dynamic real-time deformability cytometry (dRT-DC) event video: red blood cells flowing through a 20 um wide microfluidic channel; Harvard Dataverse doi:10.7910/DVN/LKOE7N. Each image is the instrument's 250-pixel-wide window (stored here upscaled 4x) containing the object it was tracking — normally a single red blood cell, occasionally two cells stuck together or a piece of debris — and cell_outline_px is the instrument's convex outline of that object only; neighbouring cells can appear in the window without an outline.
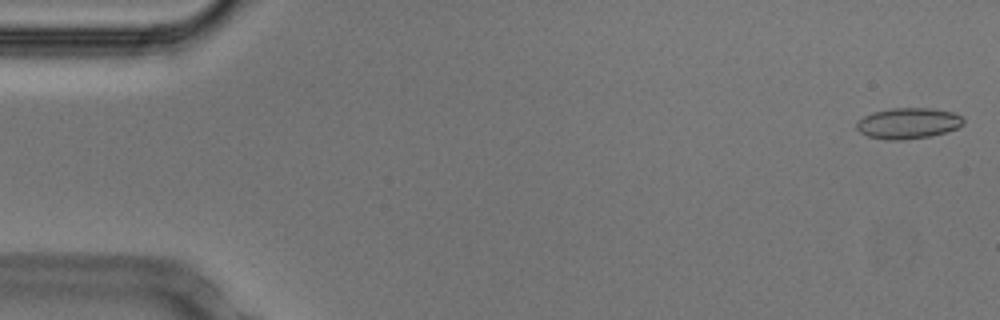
{"species": "Egyptian fruit bat (a non-hibernating species)", "species_latin": "Rousettus aegyptiacus", "temperature_condition": "cold", "stored_images_in_passage": 52, "camera_frame_rate_fps": 3000, "um_per_image_px": 0.085, "animal": {"sex": "male"}, "frame": {"image": 1, "passage_image": 1, "time_ms": 0.0, "image_size_px": [1000, 320], "cell_outline_px": [[964, 124], [956, 128], [932, 136], [900, 140], [888, 140], [868, 136], [860, 132], [856, 128], [856, 124], [864, 116], [872, 112], [888, 108], [932, 108], [952, 112], [964, 116]], "centroid_in_image_um": [77.21, 10.47], "position_along_channel_um": 7.8, "area_um2": 19.31}}
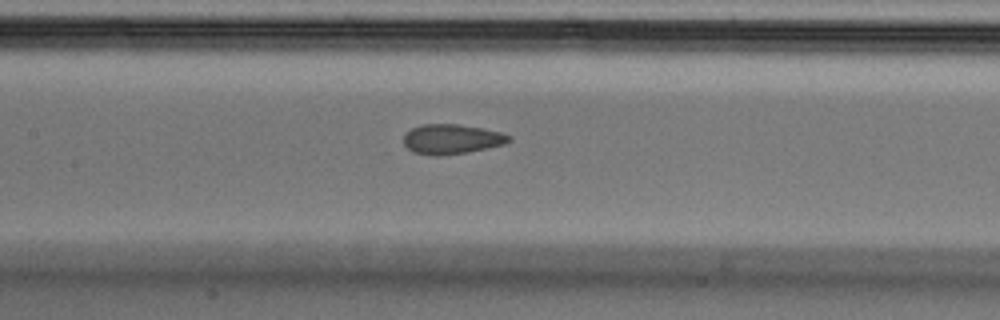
{"frame": {"image": 2, "passage_image": 24, "time_ms": 7.667, "image_size_px": [1000, 320], "cell_outline_px": [[512, 140], [504, 144], [464, 152], [440, 156], [436, 156], [412, 152], [404, 144], [404, 136], [412, 128], [424, 124], [460, 124], [484, 128], [500, 132], [512, 136]], "centroid_in_image_um": [38.4, 11.81], "position_along_channel_um": 169.0, "area_um2": 18.15}}
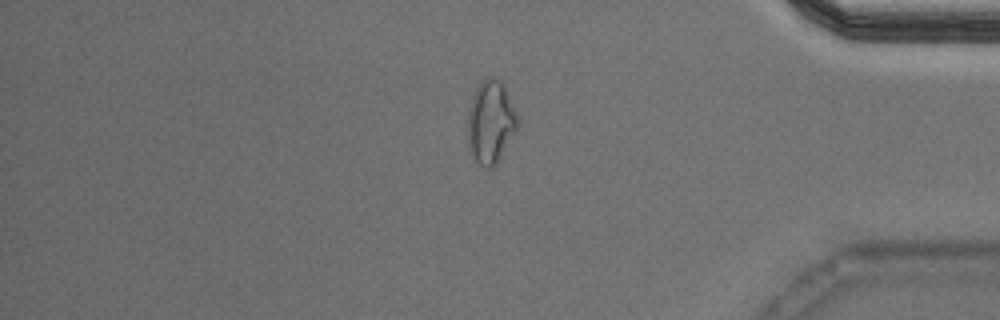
{"frame": {"image": 3, "passage_image": 44, "time_ms": 14.333, "image_size_px": [1000, 320], "cell_outline_px": [[516, 132], [496, 164], [492, 168], [484, 168], [472, 160], [468, 148], [468, 112], [472, 96], [476, 88], [488, 76], [492, 76], [500, 80], [504, 84], [516, 112]], "centroid_in_image_um": [41.68, 10.41], "position_along_channel_um": 393.5, "area_um2": 24.22}, "authors_computed_cell_mechanics": {"area_um2": 18.9295, "velocity_mm_per_s": 3.7745, "shape_relaxation_time_tau1_ms": 10.5623, "shape_relaxation_time_tau2_ms": 2.0254, "deformation_change_tau1": 0.1605, "deformation_change_tau2": 0.0662}}